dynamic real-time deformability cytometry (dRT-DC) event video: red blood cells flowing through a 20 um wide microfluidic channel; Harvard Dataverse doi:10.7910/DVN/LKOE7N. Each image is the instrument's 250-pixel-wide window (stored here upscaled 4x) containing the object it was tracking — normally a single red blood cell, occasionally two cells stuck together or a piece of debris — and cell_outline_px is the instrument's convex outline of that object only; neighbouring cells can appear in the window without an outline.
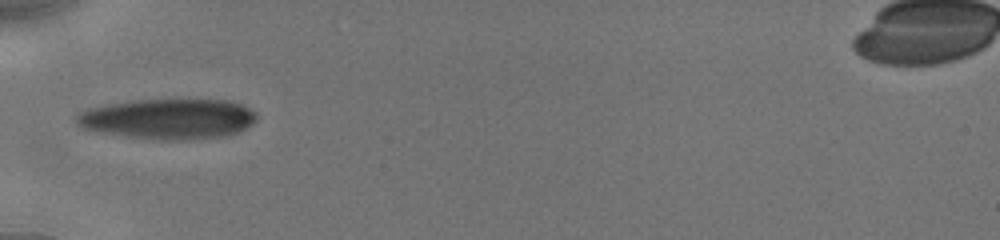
{"species": "human", "species_latin": "Homo sapiens", "temperature_condition": "cold", "stored_images_in_passage": 25, "camera_frame_rate_fps": 3000, "um_per_image_px": 0.085, "donor": {"sex": "male"}, "frame": {"image": 1, "passage_image": 1, "time_ms": 0.0, "image_size_px": [1000, 240], "cell_outline_px": [[256, 120], [252, 124], [228, 136], [184, 140], [160, 140], [124, 136], [100, 132], [80, 128], [76, 124], [76, 116], [80, 112], [88, 108], [104, 104], [136, 100], [232, 100], [256, 112]], "centroid_in_image_um": [14.27, 10.11], "position_along_channel_um": 70.7, "area_um2": 42.54}}
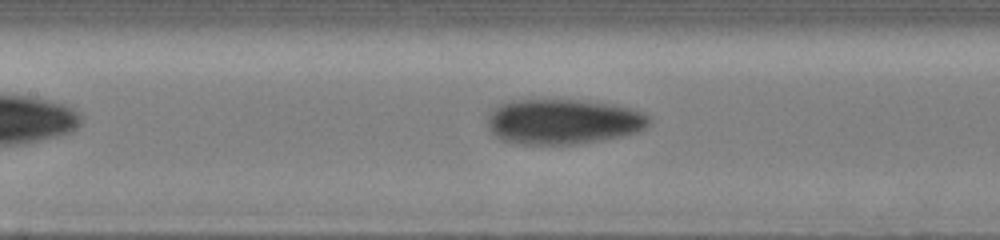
{"frame": {"image": 2, "passage_image": 12, "time_ms": 2.333, "image_size_px": [1000, 240], "cell_outline_px": [[652, 120], [644, 128], [636, 132], [620, 136], [600, 140], [576, 144], [524, 144], [500, 140], [488, 128], [488, 116], [500, 104], [508, 100], [576, 100], [612, 104], [628, 108], [640, 112], [648, 116]], "centroid_in_image_um": [47.84, 10.34], "position_along_channel_um": 159.6, "area_um2": 42.19}}
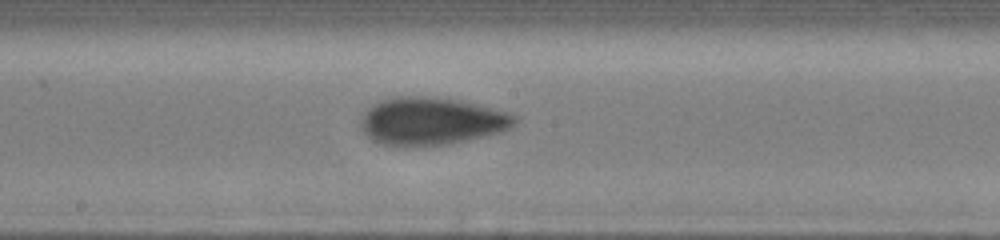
{"frame": {"image": 3, "passage_image": 20, "time_ms": 3.667, "image_size_px": [1000, 240], "cell_outline_px": [[516, 124], [512, 128], [504, 132], [444, 144], [404, 148], [380, 144], [372, 140], [360, 128], [360, 116], [372, 104], [380, 100], [392, 96], [436, 96], [460, 100], [508, 112], [516, 116]], "centroid_in_image_um": [36.62, 10.3], "position_along_channel_um": 211.6, "area_um2": 43.52}}